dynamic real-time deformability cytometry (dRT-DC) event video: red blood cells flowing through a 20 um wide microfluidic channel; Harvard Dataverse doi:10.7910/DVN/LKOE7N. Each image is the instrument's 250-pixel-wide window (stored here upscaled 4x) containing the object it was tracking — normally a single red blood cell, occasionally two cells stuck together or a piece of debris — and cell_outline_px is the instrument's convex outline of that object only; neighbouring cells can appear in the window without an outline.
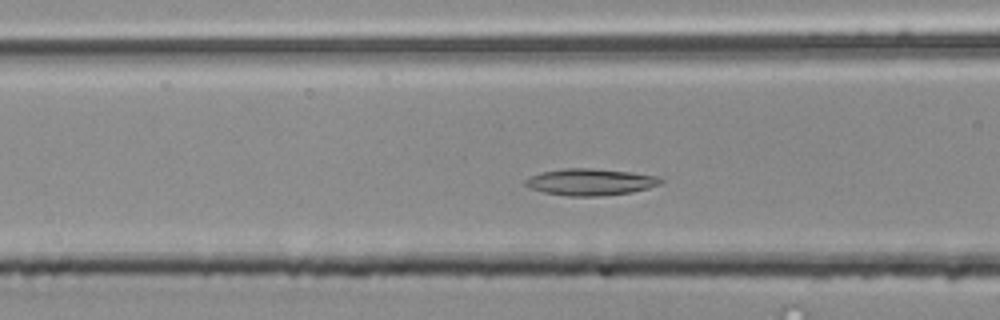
{"species": "common noctule bat (a hibernating species)", "species_latin": "Nyctalus noctula", "temperature_condition": "room temperature", "stored_images_in_passage": 48, "camera_frame_rate_fps": 3000, "um_per_image_px": 0.085, "animal": {"sex": "male", "body_mass_g": 20.4}, "frame": {"image": 1, "passage_image": 15, "time_ms": 4.667, "image_size_px": [1000, 320], "cell_outline_px": [[664, 180], [660, 184], [648, 188], [632, 192], [600, 196], [568, 196], [544, 192], [528, 188], [524, 184], [524, 180], [540, 172], [564, 168], [592, 168], [632, 172], [656, 176]], "centroid_in_image_um": [50.16, 15.46], "position_along_channel_um": 116.4, "area_um2": 21.1}}
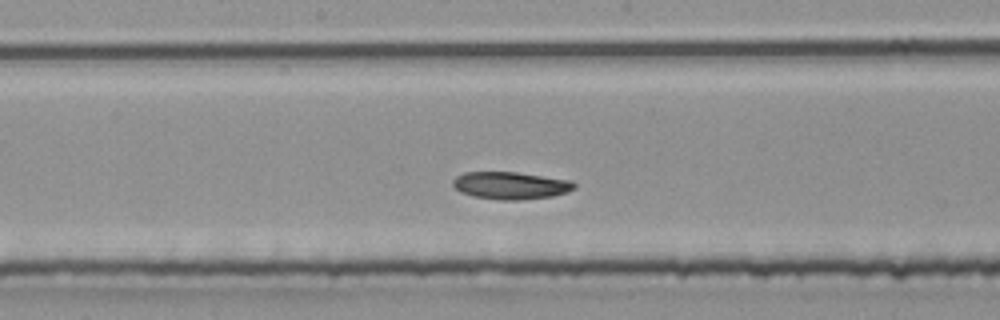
{"frame": {"image": 2, "passage_image": 22, "time_ms": 7.0, "image_size_px": [1000, 320], "cell_outline_px": [[576, 188], [568, 192], [552, 196], [520, 200], [500, 200], [472, 196], [460, 192], [452, 184], [452, 180], [456, 176], [464, 172], [516, 172], [572, 180], [576, 184]], "centroid_in_image_um": [43.41, 15.76], "position_along_channel_um": 204.8, "area_um2": 19.54}}
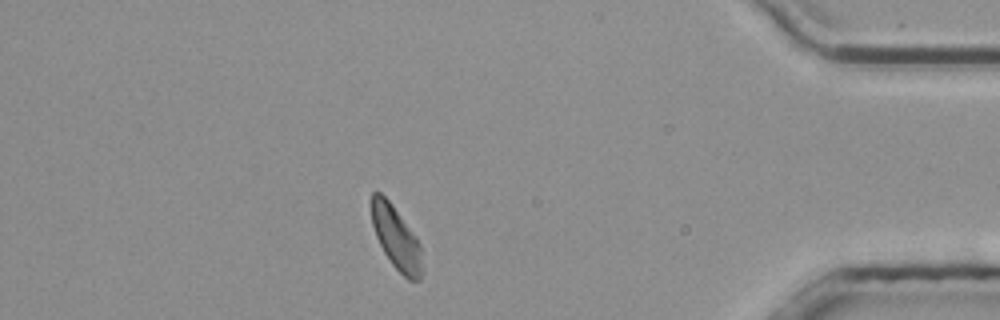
{"frame": {"image": 3, "passage_image": 41, "time_ms": 13.333, "image_size_px": [1000, 320], "cell_outline_px": [[420, 280], [408, 280], [392, 264], [384, 252], [376, 236], [372, 224], [368, 204], [368, 200], [372, 192], [380, 192], [392, 204], [416, 236], [420, 244]], "centroid_in_image_um": [33.59, 20.12], "position_along_channel_um": 401.6, "area_um2": 18.55}}